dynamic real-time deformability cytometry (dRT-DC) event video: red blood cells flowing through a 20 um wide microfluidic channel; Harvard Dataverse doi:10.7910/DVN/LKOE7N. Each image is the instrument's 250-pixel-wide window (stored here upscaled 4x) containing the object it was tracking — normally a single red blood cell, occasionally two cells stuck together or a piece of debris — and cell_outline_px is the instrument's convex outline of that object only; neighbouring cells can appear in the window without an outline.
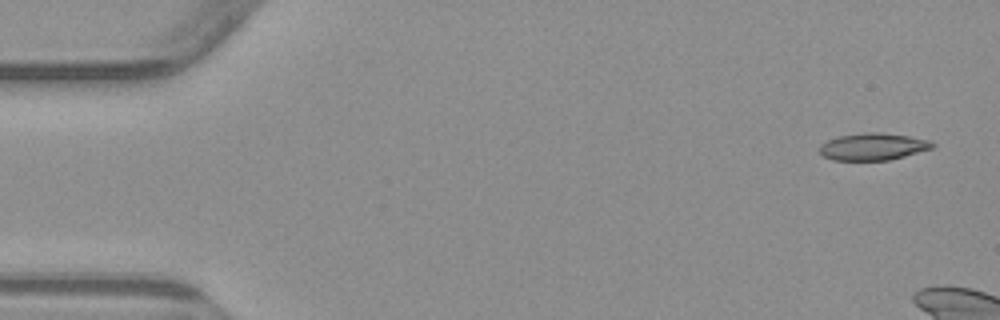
{"species": "common noctule bat (a hibernating species)", "species_latin": "Nyctalus noctula", "temperature_condition": "warm", "stored_images_in_passage": 3, "camera_frame_rate_fps": 3000, "um_per_image_px": 0.085, "animal": {"sex": "male", "body_mass_g": 23.1, "forearm_length_mm": 52.7}, "frame": {"image": 1, "passage_image": 1, "time_ms": 0.0, "image_size_px": [1000, 320], "cell_outline_px": [[936, 144], [932, 148], [904, 156], [888, 160], [832, 160], [824, 156], [820, 152], [820, 144], [828, 140], [840, 136], [864, 132], [880, 132], [908, 136], [928, 140]], "centroid_in_image_um": [74.19, 12.46], "position_along_channel_um": 10.8, "area_um2": 17.63}}